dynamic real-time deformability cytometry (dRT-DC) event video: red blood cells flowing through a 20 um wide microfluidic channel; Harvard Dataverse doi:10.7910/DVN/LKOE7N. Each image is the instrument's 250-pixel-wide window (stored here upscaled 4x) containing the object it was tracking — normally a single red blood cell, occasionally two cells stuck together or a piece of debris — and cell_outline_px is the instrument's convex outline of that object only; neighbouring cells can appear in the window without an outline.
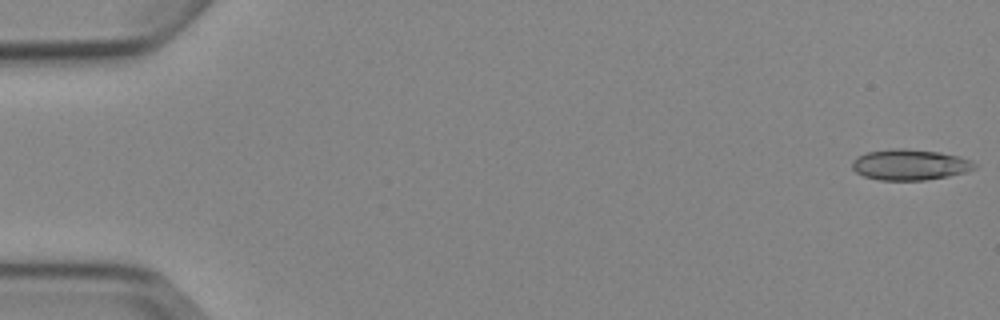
{"species": "Egyptian fruit bat (a non-hibernating species)", "species_latin": "Rousettus aegyptiacus", "temperature_condition": "cold", "stored_images_in_passage": 6, "camera_frame_rate_fps": 3000, "um_per_image_px": 0.085, "animal": {"sex": "female"}, "frame": {"image": 1, "passage_image": 1, "time_ms": 0.0, "image_size_px": [1000, 320], "cell_outline_px": [[976, 168], [964, 172], [948, 176], [924, 180], [880, 180], [864, 176], [856, 172], [852, 168], [852, 160], [856, 156], [868, 152], [892, 148], [904, 148], [940, 152], [960, 156], [972, 160], [976, 164]], "centroid_in_image_um": [77.33, 13.99], "position_along_channel_um": 7.7, "area_um2": 22.08}}
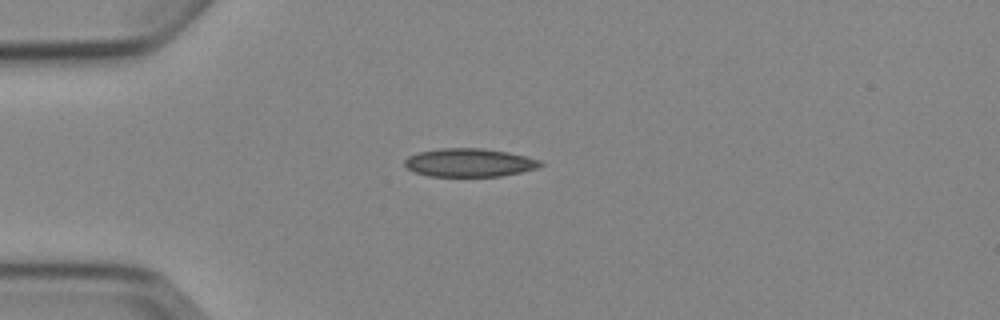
{"frame": {"image": 2, "passage_image": 4, "time_ms": 4.333, "image_size_px": [1000, 320], "cell_outline_px": [[544, 164], [540, 168], [500, 176], [428, 176], [412, 172], [404, 164], [404, 160], [408, 156], [420, 152], [440, 148], [484, 148], [508, 152], [540, 160]], "centroid_in_image_um": [39.89, 13.82], "position_along_channel_um": 45.1, "area_um2": 22.48}}
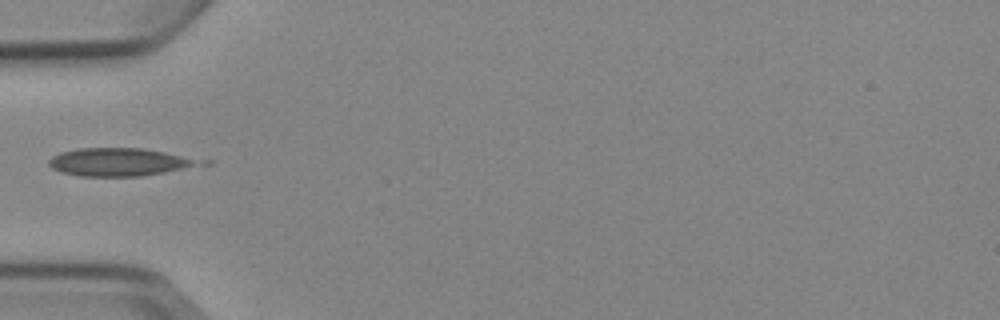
{"frame": {"image": 3, "passage_image": 5, "time_ms": 5.667, "image_size_px": [1000, 320], "cell_outline_px": [[192, 164], [180, 168], [164, 172], [140, 176], [80, 176], [60, 172], [52, 168], [48, 164], [48, 160], [52, 156], [60, 152], [80, 148], [144, 148], [164, 152], [180, 156], [192, 160]], "centroid_in_image_um": [9.85, 13.77], "position_along_channel_um": 75.1, "area_um2": 23.52}}